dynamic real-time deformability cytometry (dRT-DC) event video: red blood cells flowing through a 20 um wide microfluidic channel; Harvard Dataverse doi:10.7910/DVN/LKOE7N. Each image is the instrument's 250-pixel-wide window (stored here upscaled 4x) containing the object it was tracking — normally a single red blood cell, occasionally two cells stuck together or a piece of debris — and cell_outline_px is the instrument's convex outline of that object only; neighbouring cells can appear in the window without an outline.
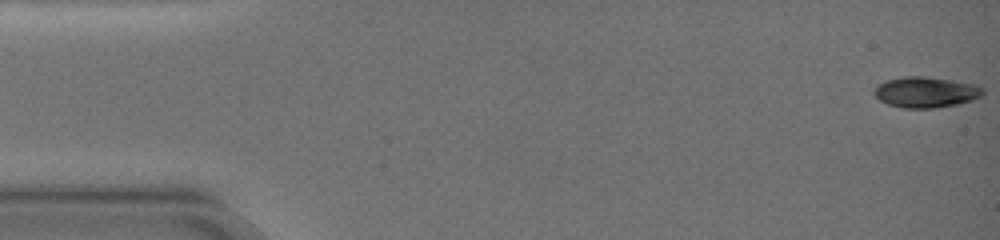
{"species": "common noctule bat (a hibernating species)", "species_latin": "Nyctalus noctula", "temperature_condition": "warm", "stored_images_in_passage": 78, "camera_frame_rate_fps": 3000, "um_per_image_px": 0.085, "animal": {"sex": "female", "body_mass_g": 19.0, "forearm_length_mm": 51.5}, "frame": {"image": 1, "passage_image": 1, "time_ms": 0.0, "image_size_px": [1000, 240], "cell_outline_px": [[984, 92], [980, 96], [972, 100], [956, 104], [936, 108], [904, 108], [888, 104], [880, 100], [872, 92], [880, 84], [888, 80], [904, 76], [924, 76], [952, 80], [976, 84], [984, 88]], "centroid_in_image_um": [78.72, 7.83], "position_along_channel_um": 6.3, "area_um2": 19.36}}
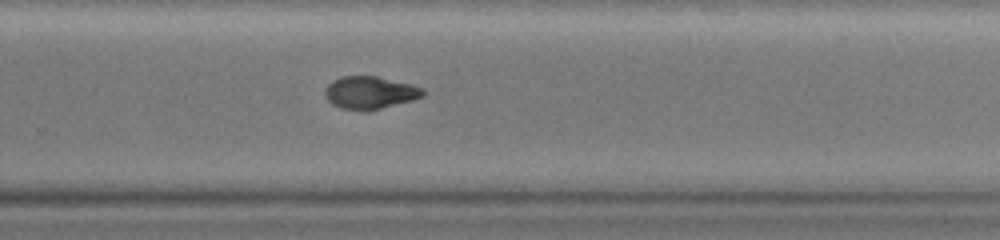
{"frame": {"image": 2, "passage_image": 64, "time_ms": 12.667, "image_size_px": [1000, 240], "cell_outline_px": [[424, 96], [412, 100], [380, 108], [340, 108], [332, 104], [324, 96], [324, 88], [332, 80], [340, 76], [376, 76], [412, 84], [424, 88]], "centroid_in_image_um": [31.43, 7.83], "position_along_channel_um": 298.4, "area_um2": 18.26}}
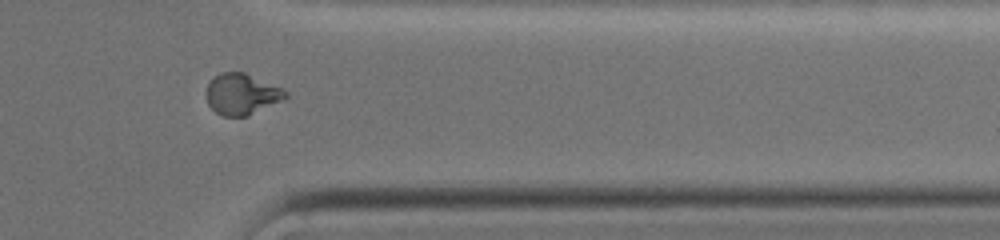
{"frame": {"image": 3, "passage_image": 76, "time_ms": 15.333, "image_size_px": [1000, 240], "cell_outline_px": [[288, 96], [248, 116], [224, 116], [216, 112], [208, 104], [204, 92], [208, 84], [220, 72], [244, 72], [284, 88], [288, 92]], "centroid_in_image_um": [20.53, 7.99], "position_along_channel_um": 390.9, "area_um2": 18.9}, "authors_computed_cell_mechanics": {"area_um2": 19.4208, "velocity_mm_per_s": 3.4642, "shape_relaxation_time_tau1_ms": 8.9373, "shape_relaxation_time_tau2_ms": 3.6402, "deformation_change_tau1": 0.2393, "deformation_change_tau2": 0.0564}}